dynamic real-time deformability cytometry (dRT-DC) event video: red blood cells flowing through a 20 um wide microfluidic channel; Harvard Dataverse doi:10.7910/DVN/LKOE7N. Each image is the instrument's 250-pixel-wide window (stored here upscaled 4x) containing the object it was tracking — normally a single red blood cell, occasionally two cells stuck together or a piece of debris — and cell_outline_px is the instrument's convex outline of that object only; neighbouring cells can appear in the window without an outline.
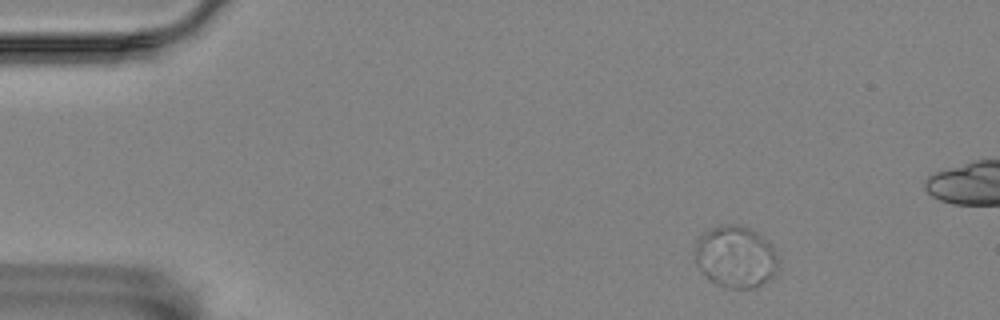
{"species": "Egyptian fruit bat (a non-hibernating species)", "species_latin": "Rousettus aegyptiacus", "temperature_condition": "room temperature", "stored_images_in_passage": 52, "camera_frame_rate_fps": 3000, "um_per_image_px": 0.085, "animal": {"sex": "female"}, "frame": {"image": 1, "passage_image": 1, "time_ms": 0.0, "image_size_px": [1000, 320], "cell_outline_px": [[776, 272], [768, 280], [756, 288], [724, 288], [716, 284], [704, 276], [696, 264], [696, 244], [700, 236], [708, 228], [720, 224], [744, 224], [752, 228], [772, 248], [776, 256]], "centroid_in_image_um": [62.48, 21.82], "position_along_channel_um": 22.5, "area_um2": 30.06}}
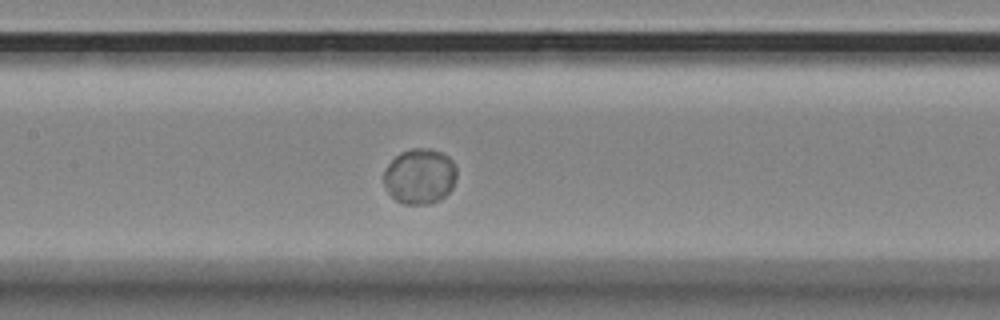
{"frame": {"image": 2, "passage_image": 21, "time_ms": 6.667, "image_size_px": [1000, 320], "cell_outline_px": [[456, 176], [452, 188], [440, 200], [428, 204], [404, 204], [396, 200], [384, 188], [384, 172], [388, 164], [400, 152], [412, 148], [432, 148], [448, 156], [452, 160], [456, 168]], "centroid_in_image_um": [35.67, 14.98], "position_along_channel_um": 171.7, "area_um2": 23.64}}
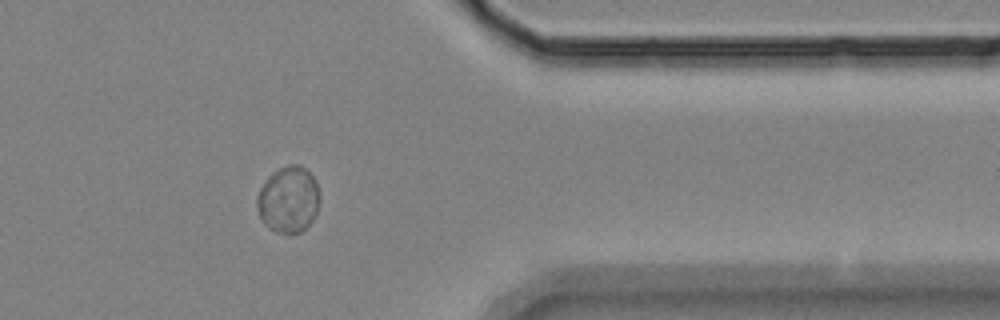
{"frame": {"image": 3, "passage_image": 41, "time_ms": 13.333, "image_size_px": [1000, 320], "cell_outline_px": [[320, 196], [316, 216], [300, 232], [276, 232], [268, 228], [260, 220], [256, 204], [256, 200], [260, 188], [280, 168], [288, 164], [300, 164], [316, 180], [320, 192]], "centroid_in_image_um": [24.53, 16.97], "position_along_channel_um": 386.9, "area_um2": 24.04}, "authors_computed_cell_mechanics": {"area_um2": 23.987, "velocity_mm_per_s": 3.4252, "shape_relaxation_time_tau1_ms": 3.3359, "shape_relaxation_time_tau2_ms": null, "deformation_change_tau1": 0.0254, "deformation_change_tau2": null}}